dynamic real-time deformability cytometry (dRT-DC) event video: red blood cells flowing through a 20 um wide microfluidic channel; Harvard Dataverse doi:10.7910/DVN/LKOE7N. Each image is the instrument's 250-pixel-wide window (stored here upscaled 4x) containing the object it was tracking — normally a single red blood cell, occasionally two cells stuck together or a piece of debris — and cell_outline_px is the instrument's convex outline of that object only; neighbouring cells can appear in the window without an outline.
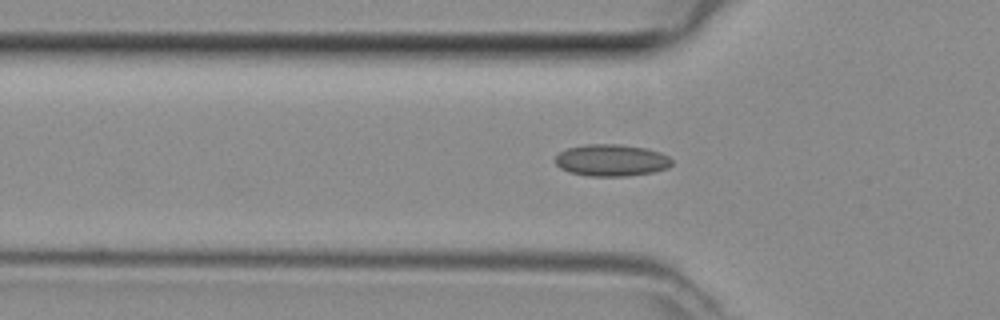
{"species": "common noctule bat (a hibernating species)", "species_latin": "Nyctalus noctula", "temperature_condition": "room temperature", "stored_images_in_passage": 39, "camera_frame_rate_fps": 3000, "um_per_image_px": 0.085, "animal": {"sex": "female", "body_mass_g": 29.2, "forearm_length_mm": 56.3}, "frame": {"image": 1, "passage_image": 13, "time_ms": 4.0, "image_size_px": [1000, 320], "cell_outline_px": [[672, 164], [668, 168], [652, 172], [624, 176], [588, 176], [568, 172], [560, 168], [556, 164], [556, 156], [560, 152], [568, 148], [584, 144], [620, 144], [644, 148], [660, 152], [668, 156], [672, 160]], "centroid_in_image_um": [51.96, 13.62], "position_along_channel_um": 73.8, "area_um2": 21.62}}
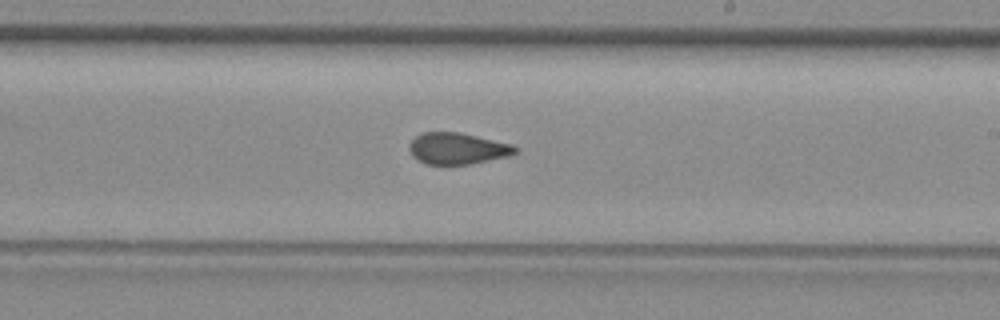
{"frame": {"image": 2, "passage_image": 25, "time_ms": 8.0, "image_size_px": [1000, 320], "cell_outline_px": [[516, 152], [508, 156], [472, 164], [424, 164], [412, 156], [408, 148], [408, 144], [416, 136], [424, 132], [460, 132], [512, 144], [516, 148]], "centroid_in_image_um": [38.85, 12.62], "position_along_channel_um": 250.2, "area_um2": 19.42}}
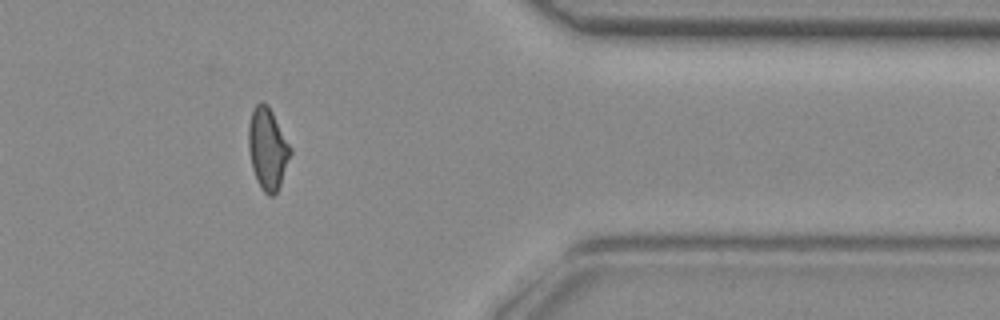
{"frame": {"image": 3, "passage_image": 36, "time_ms": 11.667, "image_size_px": [1000, 320], "cell_outline_px": [[292, 152], [280, 184], [276, 192], [272, 196], [268, 196], [260, 188], [256, 180], [252, 168], [248, 148], [248, 128], [252, 112], [256, 104], [268, 104], [292, 148]], "centroid_in_image_um": [22.75, 12.67], "position_along_channel_um": 388.7, "area_um2": 19.83}}